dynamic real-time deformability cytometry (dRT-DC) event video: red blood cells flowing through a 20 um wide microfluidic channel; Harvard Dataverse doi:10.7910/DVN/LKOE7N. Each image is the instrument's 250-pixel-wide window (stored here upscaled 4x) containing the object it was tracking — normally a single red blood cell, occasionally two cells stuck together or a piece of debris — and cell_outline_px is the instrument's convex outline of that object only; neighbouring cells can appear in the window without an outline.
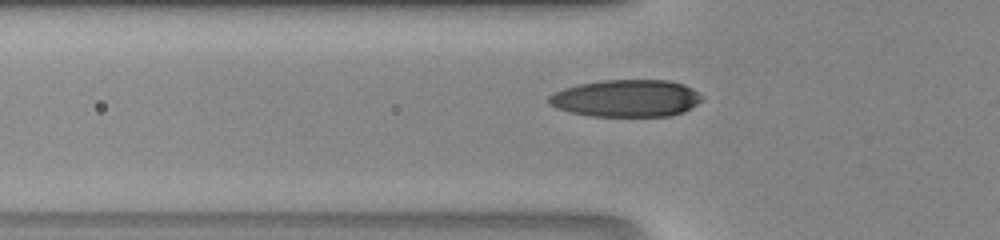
{"species": "human", "species_latin": "Homo sapiens", "temperature_condition": "room temperature", "stored_images_in_passage": 34, "camera_frame_rate_fps": 3000, "um_per_image_px": 0.085, "donor": {"sex": "male"}, "frame": {"image": 1, "passage_image": 6, "time_ms": 1.667, "image_size_px": [1000, 240], "cell_outline_px": [[704, 96], [696, 104], [684, 112], [672, 116], [592, 116], [572, 112], [556, 108], [548, 104], [548, 96], [564, 88], [580, 84], [600, 80], [668, 80], [684, 84], [692, 88]], "centroid_in_image_um": [53.25, 8.35], "position_along_channel_um": 72.6, "area_um2": 33.23}}
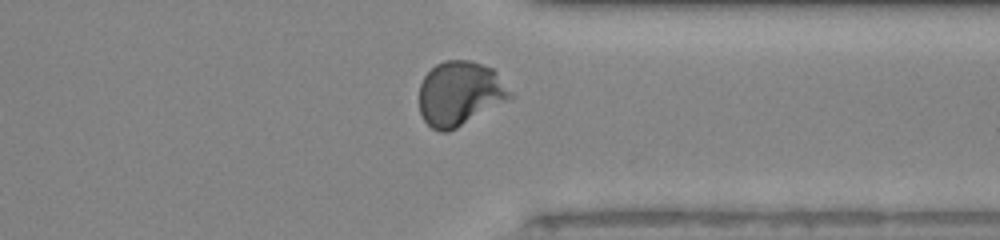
{"frame": {"image": 2, "passage_image": 26, "time_ms": 8.333, "image_size_px": [1000, 240], "cell_outline_px": [[516, 96], [456, 128], [448, 132], [440, 132], [432, 128], [424, 120], [420, 112], [420, 84], [424, 76], [436, 64], [444, 60], [468, 60], [492, 68], [496, 72]], "centroid_in_image_um": [39.1, 7.95], "position_along_channel_um": 372.3, "area_um2": 34.1}}
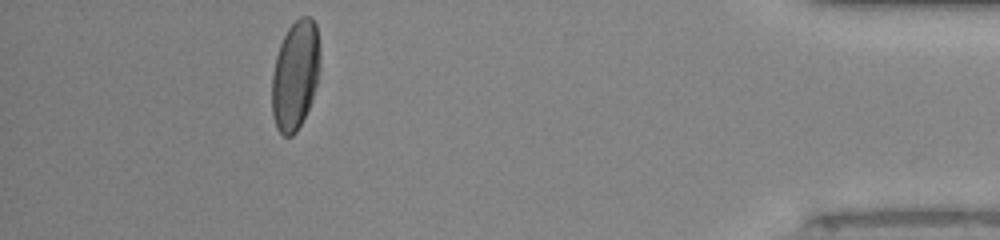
{"frame": {"image": 3, "passage_image": 32, "time_ms": 10.333, "image_size_px": [1000, 240], "cell_outline_px": [[320, 68], [312, 100], [296, 132], [292, 136], [284, 136], [276, 128], [272, 112], [272, 76], [276, 56], [280, 44], [288, 28], [300, 16], [312, 16], [316, 24], [320, 52]], "centroid_in_image_um": [25.1, 6.36], "position_along_channel_um": 410.1, "area_um2": 30.69}}